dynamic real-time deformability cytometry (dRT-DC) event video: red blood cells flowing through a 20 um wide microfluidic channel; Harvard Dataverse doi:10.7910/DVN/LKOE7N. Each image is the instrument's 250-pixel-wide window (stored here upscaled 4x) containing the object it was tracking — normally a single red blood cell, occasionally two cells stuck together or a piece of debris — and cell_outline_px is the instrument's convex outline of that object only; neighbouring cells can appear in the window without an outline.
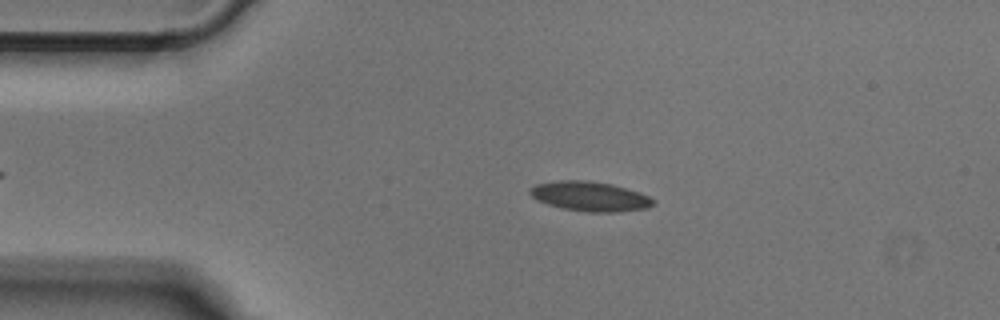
{"species": "Egyptian fruit bat (a non-hibernating species)", "species_latin": "Rousettus aegyptiacus", "temperature_condition": "cold", "stored_images_in_passage": 43, "camera_frame_rate_fps": 3000, "um_per_image_px": 0.085, "animal": {"sex": "male"}, "frame": {"image": 1, "passage_image": 9, "time_ms": 2.667, "image_size_px": [1000, 320], "cell_outline_px": [[656, 204], [648, 208], [616, 212], [588, 212], [564, 208], [548, 204], [536, 200], [528, 192], [528, 188], [536, 184], [560, 180], [588, 180], [612, 184], [640, 192], [656, 200]], "centroid_in_image_um": [50.16, 16.68], "position_along_channel_um": 34.8, "area_um2": 21.44}}
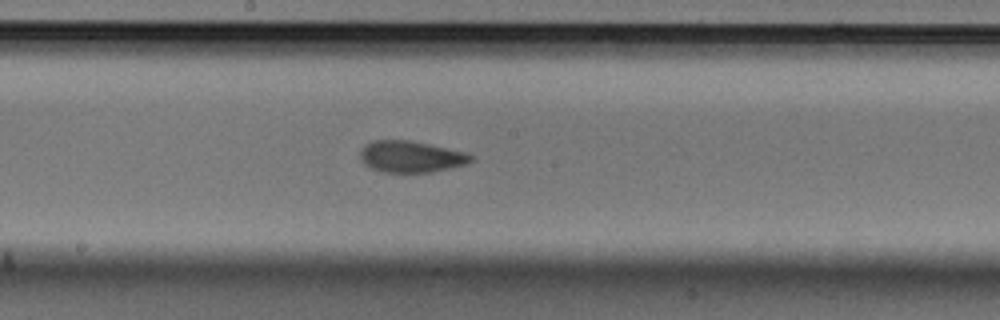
{"frame": {"image": 2, "passage_image": 25, "time_ms": 8.0, "image_size_px": [1000, 320], "cell_outline_px": [[472, 160], [468, 164], [452, 168], [432, 172], [380, 172], [364, 164], [360, 160], [360, 148], [364, 144], [372, 140], [408, 140], [428, 144], [464, 152], [472, 156]], "centroid_in_image_um": [34.88, 13.32], "position_along_channel_um": 213.3, "area_um2": 20.4}}
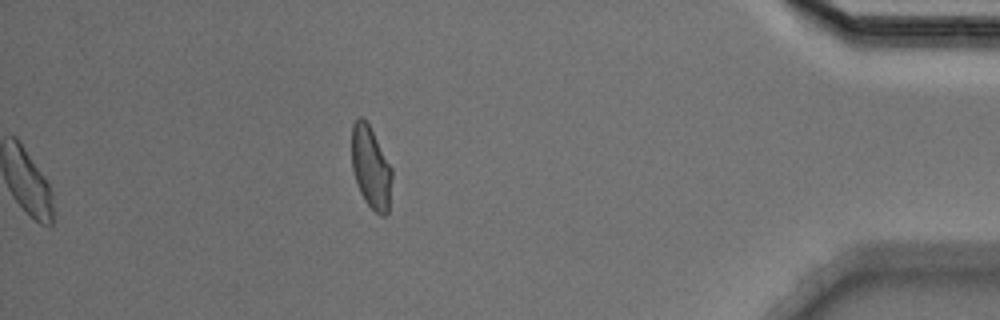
{"frame": {"image": 3, "passage_image": 43, "time_ms": 14.0, "image_size_px": [1000, 320], "cell_outline_px": [[392, 176], [388, 212], [384, 216], [380, 216], [364, 200], [360, 192], [352, 168], [352, 124], [360, 116], [368, 124], [392, 168]], "centroid_in_image_um": [31.52, 14.26], "position_along_channel_um": 403.7, "area_um2": 18.96}}